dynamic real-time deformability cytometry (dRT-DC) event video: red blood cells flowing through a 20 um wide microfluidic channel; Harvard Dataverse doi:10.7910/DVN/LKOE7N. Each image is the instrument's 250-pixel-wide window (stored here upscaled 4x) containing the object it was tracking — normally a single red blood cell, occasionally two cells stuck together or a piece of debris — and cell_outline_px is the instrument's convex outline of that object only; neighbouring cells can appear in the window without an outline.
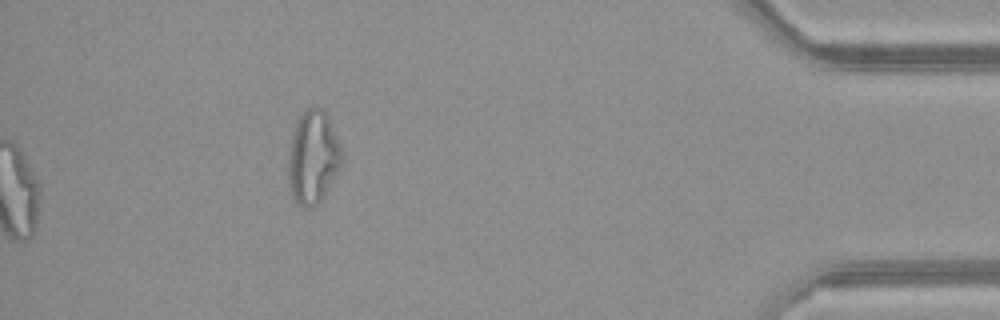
{"species": "common noctule bat (a hibernating species)", "species_latin": "Nyctalus noctula", "temperature_condition": "warm", "stored_images_in_passage": 31, "camera_frame_rate_fps": 3000, "um_per_image_px": 0.085, "animal": {"sex": "female", "body_mass_g": 21.9}, "frame": {"image": 1, "passage_image": 31, "time_ms": 10.0, "image_size_px": [1000, 320], "cell_outline_px": [[344, 160], [340, 168], [324, 196], [312, 208], [300, 208], [296, 204], [292, 196], [288, 184], [288, 152], [292, 132], [296, 120], [308, 108], [320, 108], [328, 116], [344, 156]], "centroid_in_image_um": [26.58, 13.42], "position_along_channel_um": 408.6, "area_um2": 29.36}, "authors_computed_cell_mechanics": {"area_um2": 22.253, "velocity_mm_per_s": 4.0949, "shape_relaxation_time_tau1_ms": null, "shape_relaxation_time_tau2_ms": 3.0191, "deformation_change_tau1": null, "deformation_change_tau2": 0.149}}